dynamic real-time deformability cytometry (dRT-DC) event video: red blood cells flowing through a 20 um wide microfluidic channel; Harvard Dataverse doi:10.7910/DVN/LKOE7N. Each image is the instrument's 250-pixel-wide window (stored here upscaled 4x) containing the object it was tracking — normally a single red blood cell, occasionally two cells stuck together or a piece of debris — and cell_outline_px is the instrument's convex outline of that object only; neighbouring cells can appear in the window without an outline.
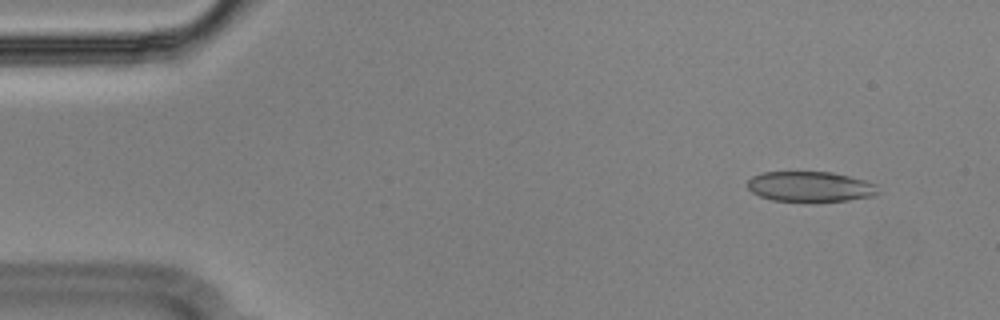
{"species": "Egyptian fruit bat (a non-hibernating species)", "species_latin": "Rousettus aegyptiacus", "temperature_condition": "cold", "stored_images_in_passage": 55, "camera_frame_rate_fps": 3000, "um_per_image_px": 0.085, "animal": {"sex": "male"}, "frame": {"image": 1, "passage_image": 5, "time_ms": 1.333, "image_size_px": [1000, 320], "cell_outline_px": [[880, 192], [872, 196], [848, 200], [772, 200], [760, 196], [752, 192], [748, 188], [748, 180], [752, 176], [764, 172], [832, 172], [864, 180], [876, 184]], "centroid_in_image_um": [68.87, 15.84], "position_along_channel_um": 16.1, "area_um2": 22.6}}
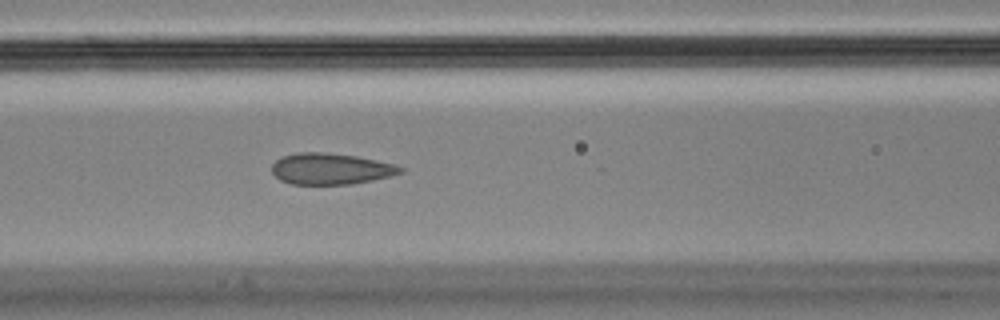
{"frame": {"image": 2, "passage_image": 23, "time_ms": 7.333, "image_size_px": [1000, 320], "cell_outline_px": [[404, 172], [372, 180], [352, 184], [292, 184], [280, 180], [272, 172], [272, 164], [276, 160], [284, 156], [300, 152], [324, 152], [356, 156], [376, 160], [392, 164], [404, 168]], "centroid_in_image_um": [28.1, 14.35], "position_along_channel_um": 138.5, "area_um2": 23.18}}
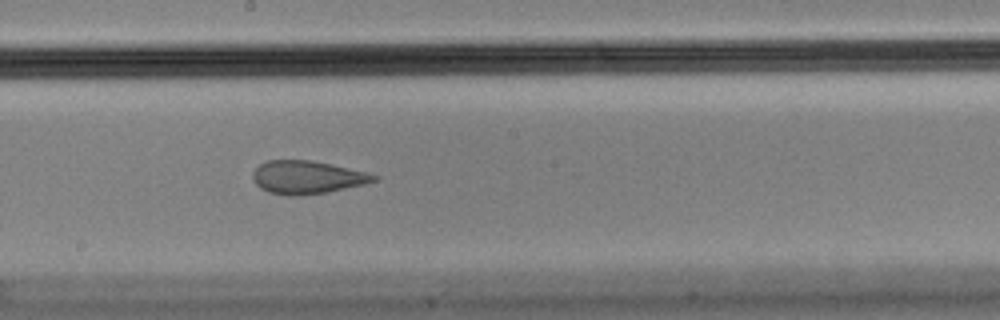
{"frame": {"image": 3, "passage_image": 30, "time_ms": 9.667, "image_size_px": [1000, 320], "cell_outline_px": [[380, 176], [376, 180], [364, 184], [324, 192], [296, 196], [288, 196], [268, 192], [260, 188], [256, 184], [252, 176], [252, 172], [260, 164], [268, 160], [312, 160], [368, 172]], "centroid_in_image_um": [26.08, 15.06], "position_along_channel_um": 222.1, "area_um2": 23.24}, "authors_computed_cell_mechanics": {"area_um2": 24.4494, "velocity_mm_per_s": 3.5815, "shape_relaxation_time_tau1_ms": null, "shape_relaxation_time_tau2_ms": 1.0791, "deformation_change_tau1": null, "deformation_change_tau2": 0.0757}}